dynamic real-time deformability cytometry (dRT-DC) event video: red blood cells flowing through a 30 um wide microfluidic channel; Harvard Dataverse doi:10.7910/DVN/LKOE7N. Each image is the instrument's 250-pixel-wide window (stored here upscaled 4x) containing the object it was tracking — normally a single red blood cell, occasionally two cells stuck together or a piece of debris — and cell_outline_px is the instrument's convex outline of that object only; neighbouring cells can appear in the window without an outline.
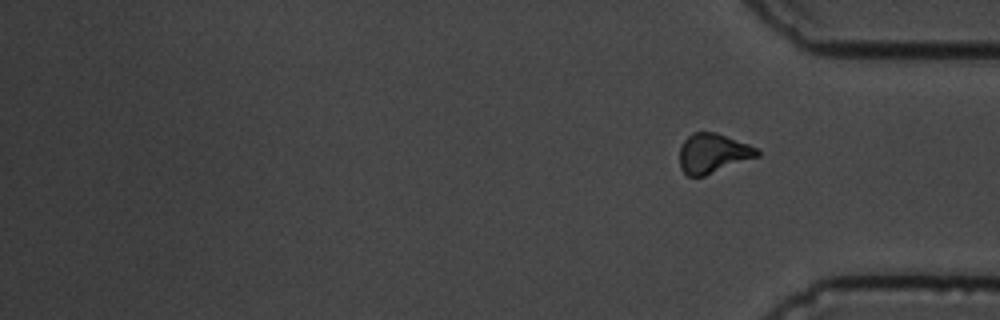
{"species": "common noctule bat (a hibernating species)", "species_latin": "Nyctalus noctula", "temperature_condition": "cold", "stored_images_in_passage": 17, "segment_of_instrument_passage": [2, 2], "camera_frame_rate_fps": 3000, "um_per_image_px": 0.085, "animal": {"sex": "male", "body_mass_g": 19.5, "forearm_length_mm": 54.6}, "frame": {"image": 1, "passage_image": 17, "time_ms": 18.667, "image_size_px": [1000, 320], "cell_outline_px": [[760, 156], [704, 176], [688, 176], [680, 168], [680, 148], [684, 140], [692, 132], [716, 132], [760, 148]], "centroid_in_image_um": [60.63, 13.02], "position_along_channel_um": 374.6, "area_um2": 18.03}}